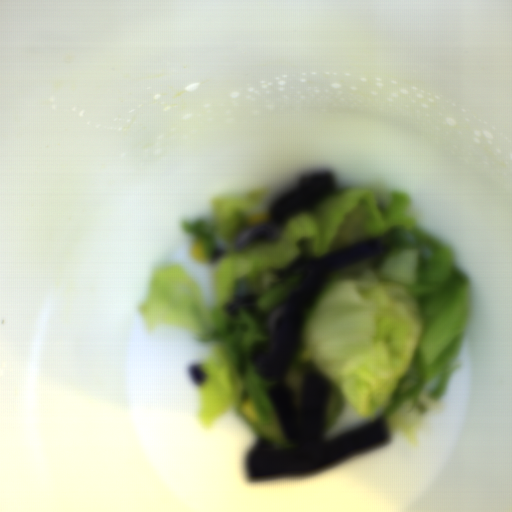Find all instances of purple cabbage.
Returning <instances> with one entry per match:
<instances>
[{
    "mask_svg": "<svg viewBox=\"0 0 512 512\" xmlns=\"http://www.w3.org/2000/svg\"><path fill=\"white\" fill-rule=\"evenodd\" d=\"M338 186L334 174L315 172L303 175L294 187L279 194L268 204L264 221L250 225L238 239V249L259 241L276 240L288 221L298 214L315 210L335 194Z\"/></svg>",
    "mask_w": 512,
    "mask_h": 512,
    "instance_id": "2",
    "label": "purple cabbage"
},
{
    "mask_svg": "<svg viewBox=\"0 0 512 512\" xmlns=\"http://www.w3.org/2000/svg\"><path fill=\"white\" fill-rule=\"evenodd\" d=\"M191 375H192L193 380L197 384L203 383L207 377L205 370L203 369V367L200 364H195L191 368Z\"/></svg>",
    "mask_w": 512,
    "mask_h": 512,
    "instance_id": "4",
    "label": "purple cabbage"
},
{
    "mask_svg": "<svg viewBox=\"0 0 512 512\" xmlns=\"http://www.w3.org/2000/svg\"><path fill=\"white\" fill-rule=\"evenodd\" d=\"M259 296L254 292L246 294L240 297H236L230 303H228L224 311L229 316H238L239 310H249L251 312H258L259 307L257 305Z\"/></svg>",
    "mask_w": 512,
    "mask_h": 512,
    "instance_id": "3",
    "label": "purple cabbage"
},
{
    "mask_svg": "<svg viewBox=\"0 0 512 512\" xmlns=\"http://www.w3.org/2000/svg\"><path fill=\"white\" fill-rule=\"evenodd\" d=\"M224 251H222L221 249H216L215 251H213L212 253V258L213 260H219L221 254L223 253Z\"/></svg>",
    "mask_w": 512,
    "mask_h": 512,
    "instance_id": "5",
    "label": "purple cabbage"
},
{
    "mask_svg": "<svg viewBox=\"0 0 512 512\" xmlns=\"http://www.w3.org/2000/svg\"><path fill=\"white\" fill-rule=\"evenodd\" d=\"M389 251L383 240L364 239L326 252L298 256L277 276H301L299 285L269 315V339L249 346L250 360L259 377L268 380L267 399L286 437L287 446L273 448L267 436L245 456L251 480H267L319 472L387 442L386 420L378 417L347 433L325 439L329 387L312 371H305L299 408L286 378L301 350L305 320L312 301L334 271Z\"/></svg>",
    "mask_w": 512,
    "mask_h": 512,
    "instance_id": "1",
    "label": "purple cabbage"
}]
</instances>
